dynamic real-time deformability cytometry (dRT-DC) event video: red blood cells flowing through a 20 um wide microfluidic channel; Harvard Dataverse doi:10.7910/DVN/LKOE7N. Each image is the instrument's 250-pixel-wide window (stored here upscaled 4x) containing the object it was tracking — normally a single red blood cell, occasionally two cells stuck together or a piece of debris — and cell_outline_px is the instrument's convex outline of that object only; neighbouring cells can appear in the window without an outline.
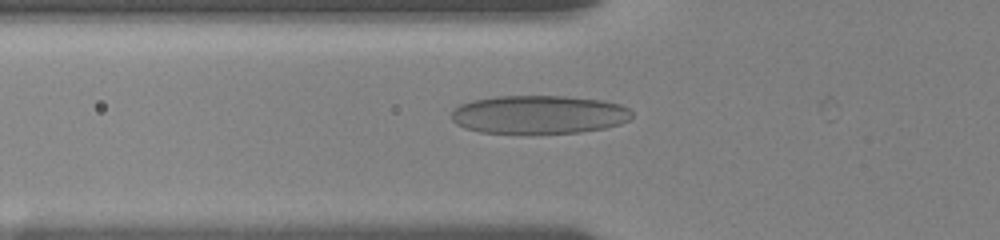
{"species": "human", "species_latin": "Homo sapiens", "temperature_condition": "room temperature", "stored_images_in_passage": 8, "camera_frame_rate_fps": 3000, "um_per_image_px": 0.085, "donor": {"sex": "female"}, "frame": {"image": 1, "passage_image": 7, "time_ms": 2.0, "image_size_px": [1000, 240], "cell_outline_px": [[632, 116], [628, 120], [620, 124], [604, 128], [580, 132], [528, 136], [524, 136], [480, 132], [464, 128], [456, 124], [452, 120], [452, 112], [460, 104], [472, 100], [496, 96], [564, 96], [604, 100], [620, 104], [628, 108], [632, 112]], "centroid_in_image_um": [45.79, 9.78], "position_along_channel_um": 80.0, "area_um2": 41.62}}